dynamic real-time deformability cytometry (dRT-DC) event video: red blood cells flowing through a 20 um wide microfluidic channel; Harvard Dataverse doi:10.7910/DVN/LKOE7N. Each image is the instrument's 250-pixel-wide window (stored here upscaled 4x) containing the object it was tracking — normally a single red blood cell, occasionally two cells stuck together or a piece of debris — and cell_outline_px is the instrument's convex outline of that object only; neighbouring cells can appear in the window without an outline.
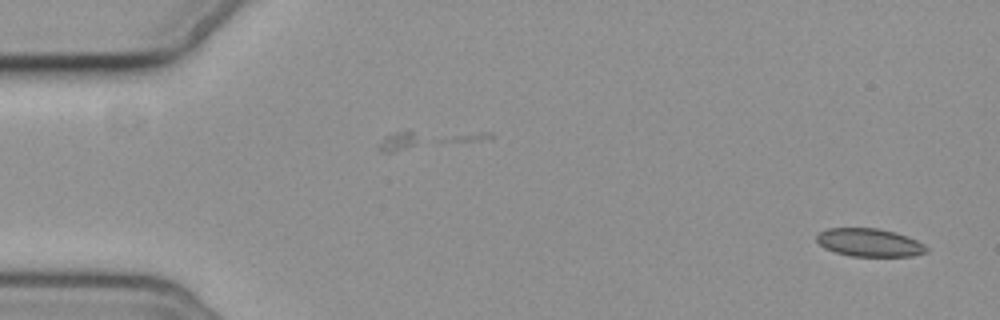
{"species": "common noctule bat (a hibernating species)", "species_latin": "Nyctalus noctula", "temperature_condition": "cold", "stored_images_in_passage": 3, "camera_frame_rate_fps": 3000, "um_per_image_px": 0.085, "animal": {"sex": "female", "body_mass_g": 19.3, "forearm_length_mm": 54.1}, "frame": {"image": 1, "passage_image": 3, "time_ms": 2.333, "image_size_px": [1000, 320], "cell_outline_px": [[928, 252], [912, 256], [852, 256], [836, 252], [824, 248], [816, 240], [816, 236], [820, 232], [828, 228], [876, 228], [896, 232], [916, 240], [924, 244], [928, 248]], "centroid_in_image_um": [73.91, 20.61], "position_along_channel_um": 11.1, "area_um2": 17.92}}